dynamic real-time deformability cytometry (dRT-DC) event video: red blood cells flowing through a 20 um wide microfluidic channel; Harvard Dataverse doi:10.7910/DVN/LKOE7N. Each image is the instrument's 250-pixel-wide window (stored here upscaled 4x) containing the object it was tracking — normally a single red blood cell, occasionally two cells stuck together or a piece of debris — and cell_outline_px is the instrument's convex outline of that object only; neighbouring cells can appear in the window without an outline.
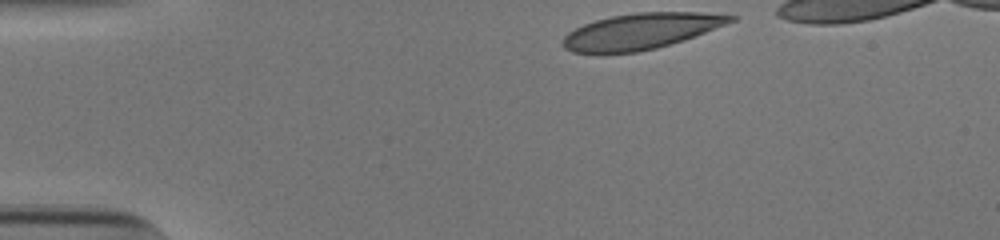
{"species": "human", "species_latin": "Homo sapiens", "temperature_condition": "cold", "stored_images_in_passage": 35, "camera_frame_rate_fps": 3000, "um_per_image_px": 0.085, "donor": {"sex": "male"}, "frame": {"image": 1, "passage_image": 1, "time_ms": 0.0, "image_size_px": [1000, 240], "cell_outline_px": [[736, 20], [684, 40], [656, 48], [636, 52], [572, 52], [564, 48], [560, 44], [564, 36], [568, 32], [584, 24], [596, 20], [612, 16], [636, 12], [700, 12], [736, 16]], "centroid_in_image_um": [54.46, 2.64], "position_along_channel_um": 30.5, "area_um2": 34.68}}
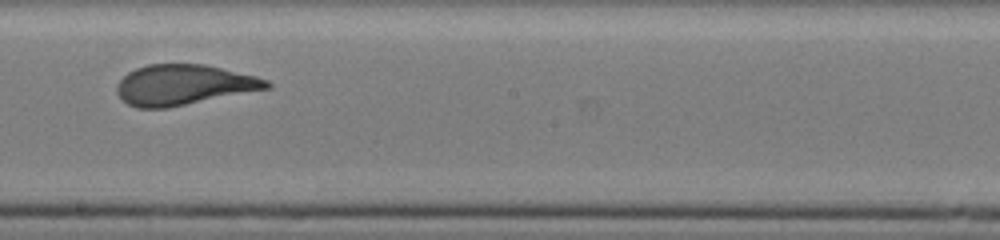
{"frame": {"image": 2, "passage_image": 22, "time_ms": 7.0, "image_size_px": [1000, 240], "cell_outline_px": [[272, 88], [168, 108], [136, 108], [128, 104], [116, 92], [116, 84], [128, 72], [136, 68], [148, 64], [204, 64], [256, 76], [268, 80], [272, 84]], "centroid_in_image_um": [15.63, 7.22], "position_along_channel_um": 232.6, "area_um2": 35.37}}
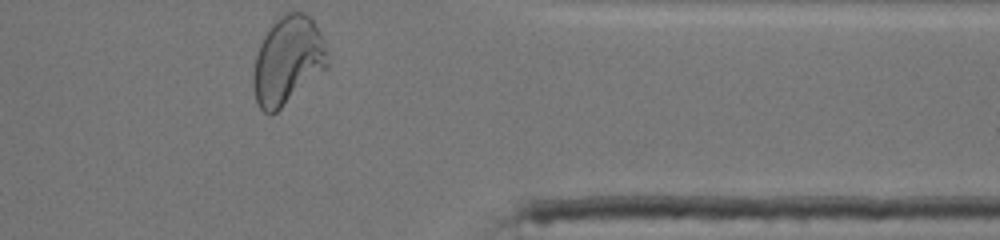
{"frame": {"image": 3, "passage_image": 35, "time_ms": 11.333, "image_size_px": [1000, 240], "cell_outline_px": [[328, 68], [276, 112], [264, 112], [256, 104], [252, 84], [252, 72], [256, 56], [260, 44], [264, 36], [272, 24], [280, 16], [288, 12], [304, 12], [312, 20], [320, 32], [324, 40], [328, 64]], "centroid_in_image_um": [24.45, 5.16], "position_along_channel_um": 387.0, "area_um2": 37.97}, "authors_computed_cell_mechanics": {"area_um2": 35.6626, "velocity_mm_per_s": 3.8527, "shape_relaxation_time_tau1_ms": 3.9815, "shape_relaxation_time_tau2_ms": null, "deformation_change_tau1": 0.2011, "deformation_change_tau2": null}}